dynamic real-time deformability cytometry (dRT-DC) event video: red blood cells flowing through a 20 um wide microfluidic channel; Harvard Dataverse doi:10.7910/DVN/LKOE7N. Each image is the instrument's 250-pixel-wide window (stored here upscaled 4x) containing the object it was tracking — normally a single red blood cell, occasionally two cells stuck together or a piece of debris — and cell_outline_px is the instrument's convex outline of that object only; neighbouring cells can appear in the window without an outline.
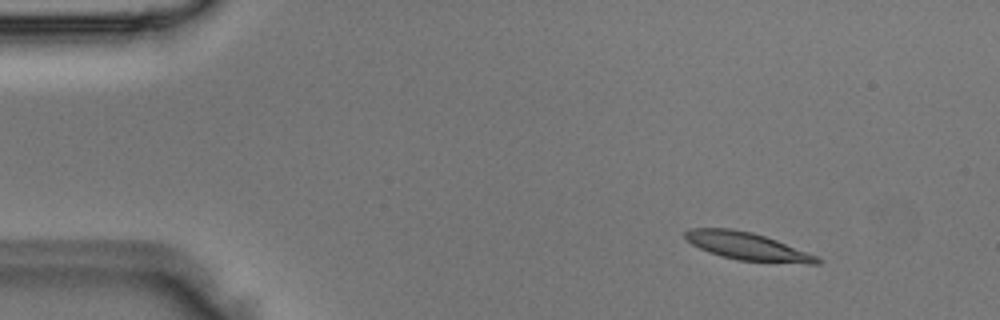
{"species": "Egyptian fruit bat (a non-hibernating species)", "species_latin": "Rousettus aegyptiacus", "temperature_condition": "room temperature", "stored_images_in_passage": 5, "camera_frame_rate_fps": 3000, "um_per_image_px": 0.085, "animal": {"sex": "male"}, "frame": {"image": 1, "passage_image": 2, "time_ms": 0.333, "image_size_px": [1000, 320], "cell_outline_px": [[824, 260], [820, 264], [808, 264], [736, 260], [720, 256], [708, 252], [692, 244], [684, 236], [684, 232], [692, 228], [732, 228], [752, 232], [776, 240], [820, 256]], "centroid_in_image_um": [63.59, 20.95], "position_along_channel_um": 21.4, "area_um2": 21.5}}
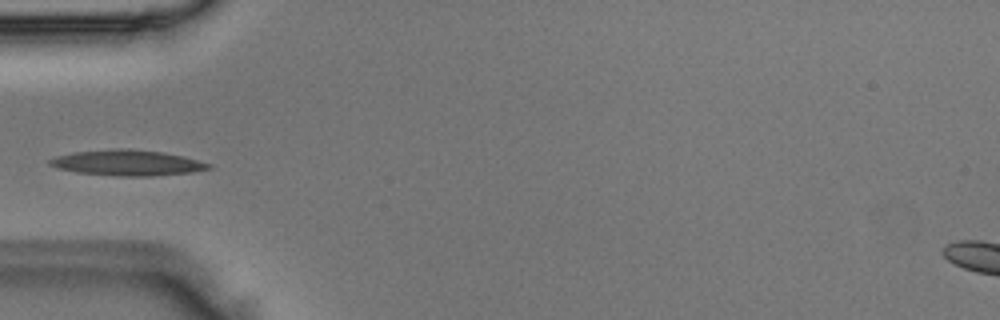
{"frame": {"image": 2, "passage_image": 5, "time_ms": 1.333, "image_size_px": [1000, 320], "cell_outline_px": [[212, 168], [192, 172], [152, 176], [120, 176], [80, 172], [60, 168], [48, 164], [48, 160], [56, 156], [72, 152], [116, 148], [128, 148], [164, 152], [184, 156], [212, 164]], "centroid_in_image_um": [10.87, 13.82], "position_along_channel_um": 74.1, "area_um2": 23.7}}